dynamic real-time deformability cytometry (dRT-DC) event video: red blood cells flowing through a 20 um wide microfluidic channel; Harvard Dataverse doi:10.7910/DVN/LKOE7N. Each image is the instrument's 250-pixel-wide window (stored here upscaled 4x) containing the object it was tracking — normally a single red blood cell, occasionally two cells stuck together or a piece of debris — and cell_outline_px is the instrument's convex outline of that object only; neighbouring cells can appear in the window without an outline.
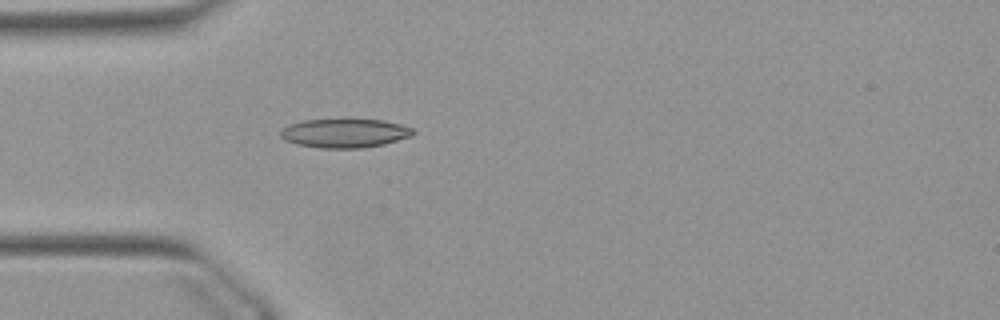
{"species": "Egyptian fruit bat (a non-hibernating species)", "species_latin": "Rousettus aegyptiacus", "temperature_condition": "warm", "stored_images_in_passage": 38, "camera_frame_rate_fps": 3000, "um_per_image_px": 0.085, "animal": {"sex": "female"}, "frame": {"image": 1, "passage_image": 1, "time_ms": 0.0, "image_size_px": [1000, 320], "cell_outline_px": [[416, 132], [412, 136], [384, 144], [360, 148], [320, 148], [296, 144], [284, 140], [280, 136], [280, 132], [288, 124], [304, 120], [384, 120], [400, 124], [412, 128]], "centroid_in_image_um": [29.3, 11.33], "position_along_channel_um": 55.7, "area_um2": 22.25}}
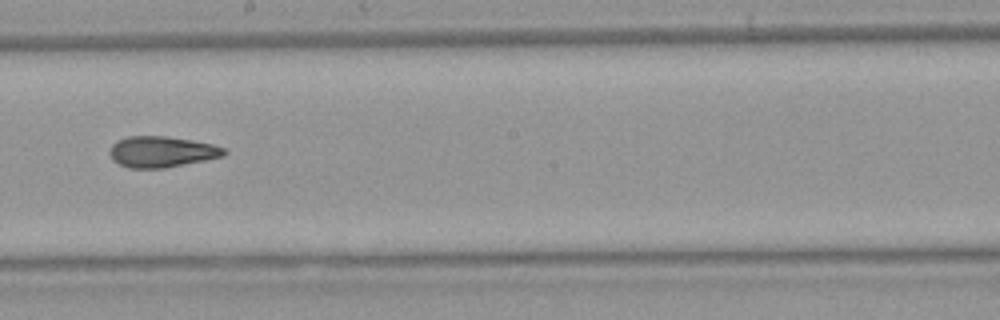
{"frame": {"image": 2, "passage_image": 15, "time_ms": 4.667, "image_size_px": [1000, 320], "cell_outline_px": [[228, 152], [224, 156], [164, 168], [128, 168], [112, 160], [108, 152], [112, 144], [116, 140], [128, 136], [164, 136], [192, 140], [212, 144], [224, 148]], "centroid_in_image_um": [13.71, 12.9], "position_along_channel_um": 234.5, "area_um2": 20.69}}
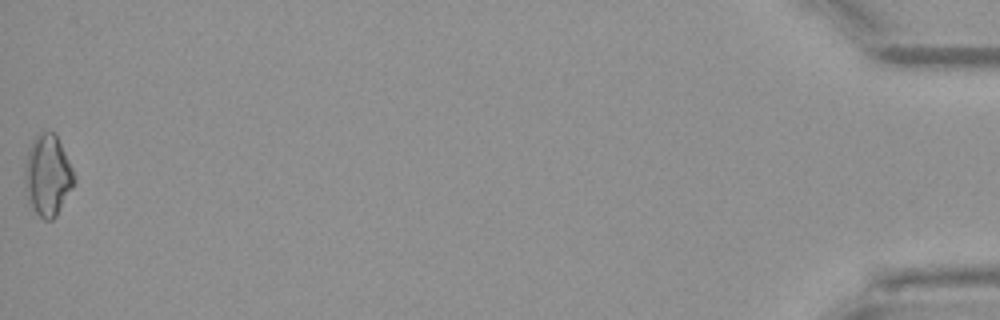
{"frame": {"image": 3, "passage_image": 38, "time_ms": 12.333, "image_size_px": [1000, 320], "cell_outline_px": [[76, 180], [56, 216], [52, 220], [44, 220], [36, 212], [28, 200], [24, 192], [24, 168], [28, 152], [32, 140], [40, 132], [56, 132], [76, 176]], "centroid_in_image_um": [4.05, 14.89], "position_along_channel_um": 431.2, "area_um2": 23.47}, "authors_computed_cell_mechanics": {"area_um2": 20.4901, "velocity_mm_per_s": 3.9244, "shape_relaxation_time_tau1_ms": null, "shape_relaxation_time_tau2_ms": 4.7352, "deformation_change_tau1": null, "deformation_change_tau2": 0.1231}}